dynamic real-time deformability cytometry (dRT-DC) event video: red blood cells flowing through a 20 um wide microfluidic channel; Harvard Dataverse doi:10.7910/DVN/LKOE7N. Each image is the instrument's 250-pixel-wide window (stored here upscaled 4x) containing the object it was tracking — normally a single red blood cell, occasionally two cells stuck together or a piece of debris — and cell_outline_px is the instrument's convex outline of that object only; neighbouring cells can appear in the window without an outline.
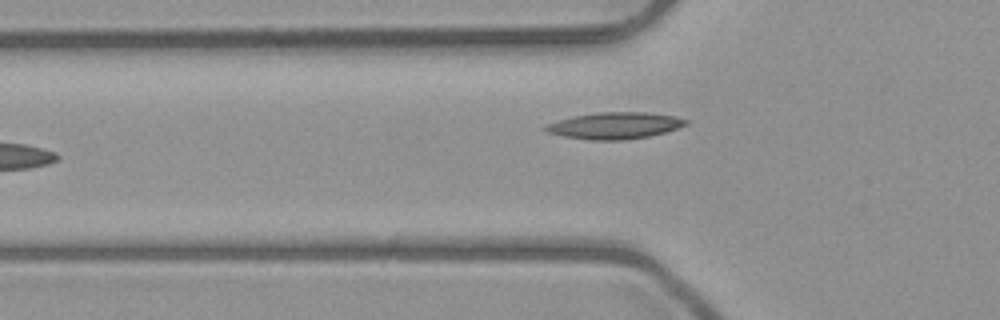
{"species": "common noctule bat (a hibernating species)", "species_latin": "Nyctalus noctula", "temperature_condition": "room temperature", "stored_images_in_passage": 3, "camera_frame_rate_fps": 3000, "um_per_image_px": 0.085, "animal": {"sex": "male", "body_mass_g": 23.1, "forearm_length_mm": 52.7}, "frame": {"image": 1, "passage_image": 2, "time_ms": 1.333, "image_size_px": [1000, 320], "cell_outline_px": [[688, 124], [664, 132], [648, 136], [624, 140], [592, 140], [564, 136], [548, 132], [540, 128], [544, 124], [556, 120], [572, 116], [600, 112], [648, 112], [676, 116], [688, 120]], "centroid_in_image_um": [52.2, 10.66], "position_along_channel_um": 73.6, "area_um2": 21.85}}
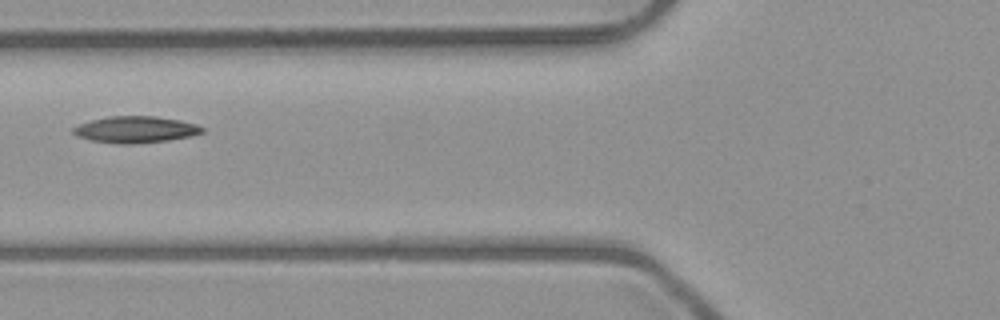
{"frame": {"image": 2, "passage_image": 3, "time_ms": 2.333, "image_size_px": [1000, 320], "cell_outline_px": [[204, 132], [188, 136], [168, 140], [132, 144], [120, 144], [92, 140], [76, 136], [72, 132], [72, 128], [80, 124], [92, 120], [108, 116], [156, 116], [180, 120], [196, 124], [204, 128]], "centroid_in_image_um": [11.51, 11.0], "position_along_channel_um": 114.3, "area_um2": 19.83}}